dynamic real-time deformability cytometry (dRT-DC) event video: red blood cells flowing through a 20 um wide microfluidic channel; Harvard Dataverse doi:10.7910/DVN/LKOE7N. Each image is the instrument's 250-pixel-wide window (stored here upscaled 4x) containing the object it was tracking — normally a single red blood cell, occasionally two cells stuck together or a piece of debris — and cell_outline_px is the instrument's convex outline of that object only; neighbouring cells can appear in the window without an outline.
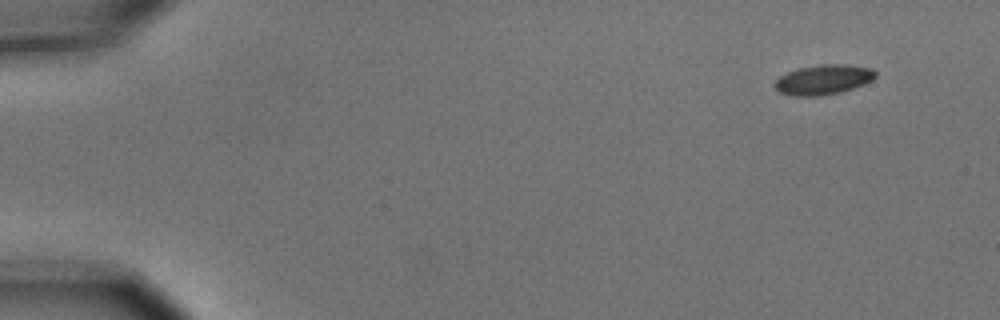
{"species": "common noctule bat (a hibernating species)", "species_latin": "Nyctalus noctula", "temperature_condition": "cold", "stored_images_in_passage": 7, "camera_frame_rate_fps": 3000, "um_per_image_px": 0.085, "animal": {"sex": "male", "body_mass_g": 15.6}, "frame": {"image": 1, "passage_image": 1, "time_ms": 0.0, "image_size_px": [1000, 320], "cell_outline_px": [[876, 76], [872, 80], [864, 84], [840, 92], [820, 96], [792, 96], [776, 92], [772, 84], [780, 76], [788, 72], [800, 68], [820, 64], [844, 64], [872, 68], [876, 72]], "centroid_in_image_um": [69.94, 6.78], "position_along_channel_um": 15.1, "area_um2": 17.69}}
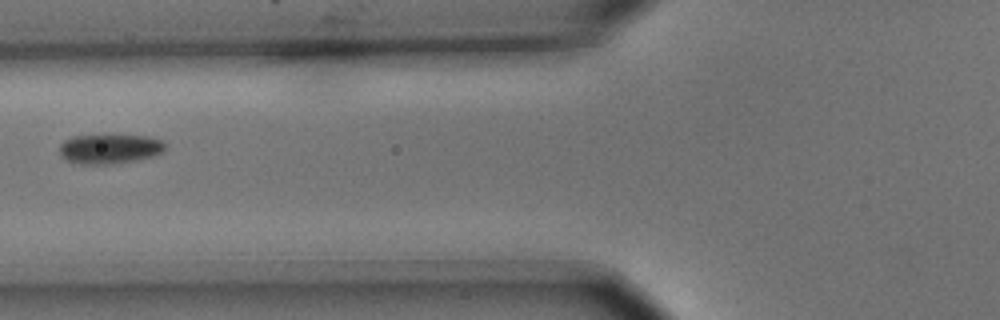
{"frame": {"image": 2, "passage_image": 6, "time_ms": 1.667, "image_size_px": [1000, 320], "cell_outline_px": [[164, 152], [152, 156], [136, 160], [112, 164], [80, 164], [68, 160], [60, 156], [60, 144], [64, 140], [72, 136], [148, 136], [160, 140], [164, 144]], "centroid_in_image_um": [9.3, 12.66], "position_along_channel_um": 116.5, "area_um2": 17.98}}
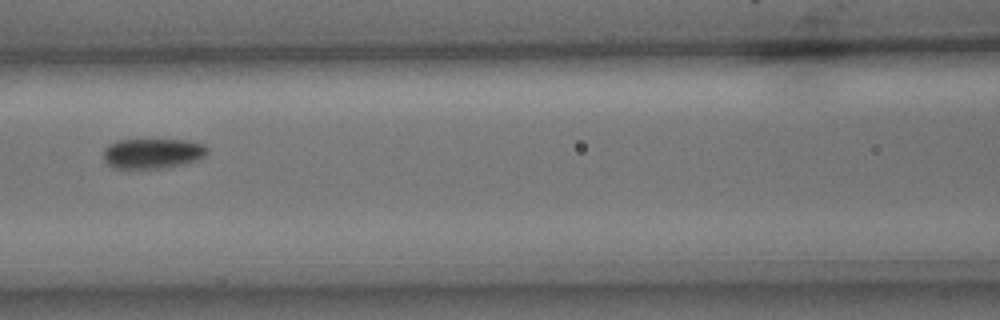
{"frame": {"image": 3, "passage_image": 7, "time_ms": 2.0, "image_size_px": [1000, 320], "cell_outline_px": [[208, 152], [200, 160], [168, 168], [112, 168], [104, 160], [104, 148], [108, 144], [116, 140], [184, 140], [204, 144], [208, 148]], "centroid_in_image_um": [12.98, 13.05], "position_along_channel_um": 153.6, "area_um2": 18.44}}